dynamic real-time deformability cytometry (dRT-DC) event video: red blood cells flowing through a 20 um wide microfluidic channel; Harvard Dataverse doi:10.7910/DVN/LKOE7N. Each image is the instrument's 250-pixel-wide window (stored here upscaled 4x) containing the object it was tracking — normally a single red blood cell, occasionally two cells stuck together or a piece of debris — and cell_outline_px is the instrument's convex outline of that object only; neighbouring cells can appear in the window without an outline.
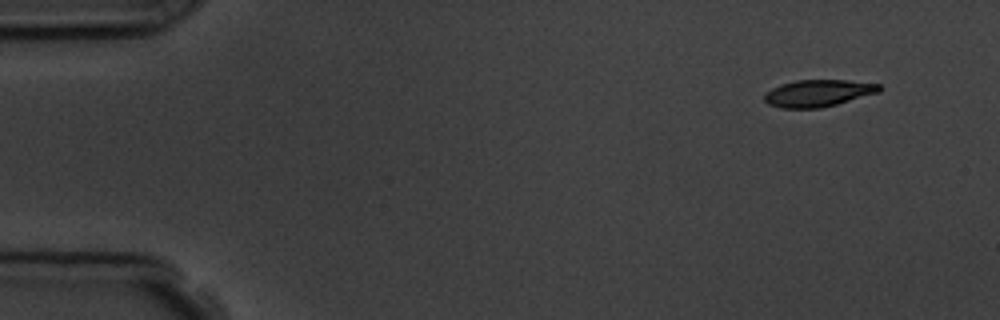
{"species": "common noctule bat (a hibernating species)", "species_latin": "Nyctalus noctula", "temperature_condition": "room temperature", "stored_images_in_passage": 5, "camera_frame_rate_fps": 3000, "um_per_image_px": 0.085, "animal": {"sex": "male", "body_mass_g": 19.5, "forearm_length_mm": 54.6}, "frame": {"image": 1, "passage_image": 1, "time_ms": 0.0, "image_size_px": [1000, 320], "cell_outline_px": [[884, 88], [880, 92], [836, 104], [820, 108], [780, 108], [768, 104], [764, 100], [764, 96], [772, 88], [780, 84], [796, 80], [848, 80], [880, 84]], "centroid_in_image_um": [69.57, 7.91], "position_along_channel_um": 15.4, "area_um2": 18.09}}
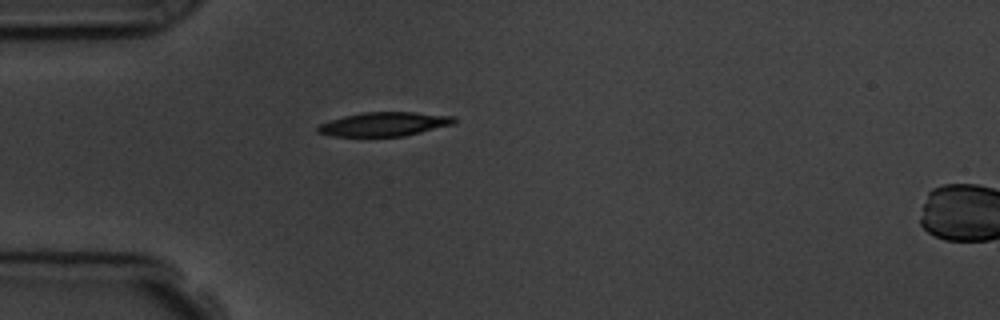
{"frame": {"image": 2, "passage_image": 4, "time_ms": 3.667, "image_size_px": [1000, 320], "cell_outline_px": [[456, 120], [452, 124], [404, 136], [332, 136], [316, 132], [316, 128], [320, 124], [344, 116], [360, 112], [416, 112], [456, 116]], "centroid_in_image_um": [32.65, 10.54], "position_along_channel_um": 52.3, "area_um2": 18.96}}